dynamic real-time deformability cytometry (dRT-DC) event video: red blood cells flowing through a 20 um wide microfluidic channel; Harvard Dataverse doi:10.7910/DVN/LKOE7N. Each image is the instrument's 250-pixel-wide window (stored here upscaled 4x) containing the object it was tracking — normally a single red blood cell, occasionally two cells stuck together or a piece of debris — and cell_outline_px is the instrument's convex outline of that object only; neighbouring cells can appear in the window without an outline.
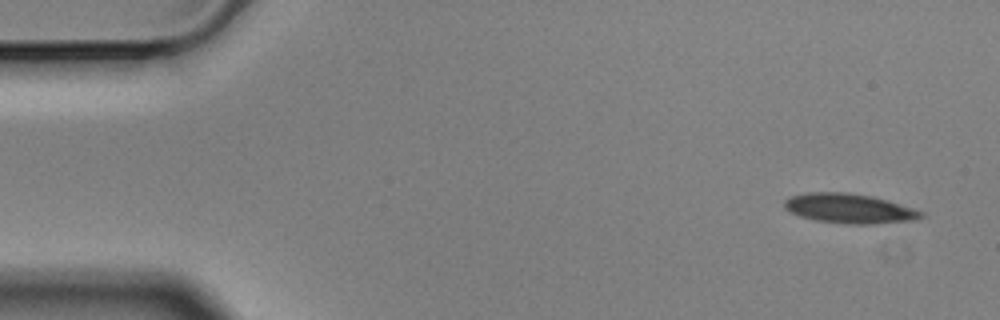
{"species": "Egyptian fruit bat (a non-hibernating species)", "species_latin": "Rousettus aegyptiacus", "temperature_condition": "cold", "stored_images_in_passage": 10, "camera_frame_rate_fps": 3000, "um_per_image_px": 0.085, "animal": {"sex": "male"}, "frame": {"image": 1, "passage_image": 1, "time_ms": 0.0, "image_size_px": [1000, 320], "cell_outline_px": [[924, 216], [916, 220], [876, 224], [852, 224], [816, 220], [800, 216], [788, 212], [784, 208], [784, 200], [788, 196], [808, 192], [848, 192], [872, 196], [888, 200], [924, 212]], "centroid_in_image_um": [72.17, 17.71], "position_along_channel_um": 12.8, "area_um2": 23.81}}
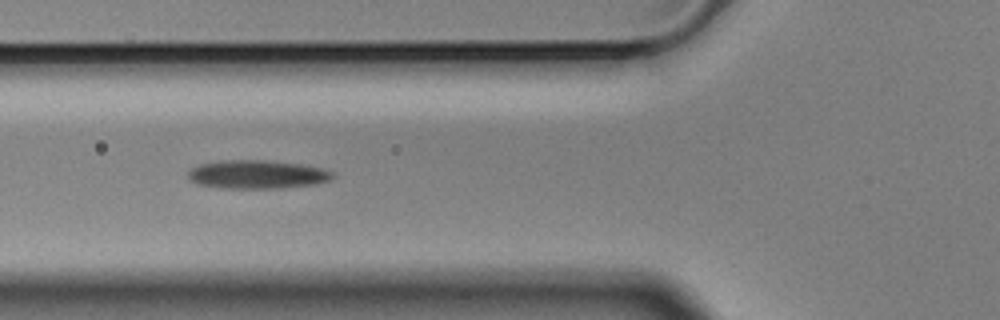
{"frame": {"image": 2, "passage_image": 6, "time_ms": 1.667, "image_size_px": [1000, 320], "cell_outline_px": [[336, 176], [328, 180], [312, 184], [272, 188], [224, 188], [196, 184], [188, 176], [188, 172], [192, 168], [200, 164], [220, 160], [264, 160], [300, 164], [320, 168], [332, 172]], "centroid_in_image_um": [21.81, 14.82], "position_along_channel_um": 104.0, "area_um2": 23.64}}
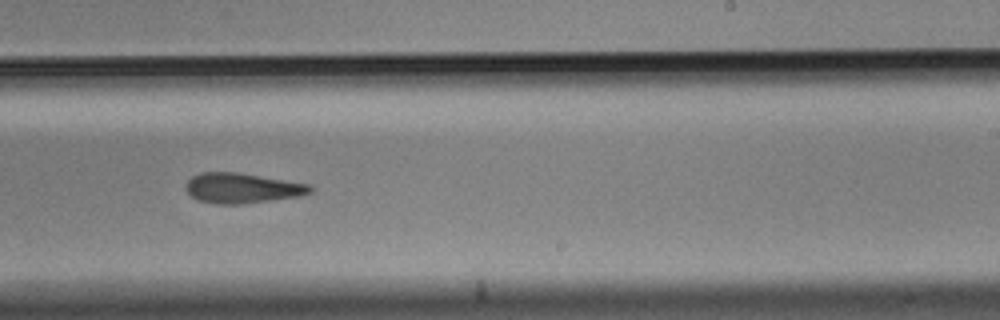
{"frame": {"image": 3, "passage_image": 10, "time_ms": 3.0, "image_size_px": [1000, 320], "cell_outline_px": [[312, 192], [300, 196], [236, 204], [216, 204], [200, 200], [192, 196], [184, 188], [188, 180], [192, 176], [200, 172], [236, 172], [312, 184]], "centroid_in_image_um": [20.58, 15.97], "position_along_channel_um": 268.4, "area_um2": 21.68}}